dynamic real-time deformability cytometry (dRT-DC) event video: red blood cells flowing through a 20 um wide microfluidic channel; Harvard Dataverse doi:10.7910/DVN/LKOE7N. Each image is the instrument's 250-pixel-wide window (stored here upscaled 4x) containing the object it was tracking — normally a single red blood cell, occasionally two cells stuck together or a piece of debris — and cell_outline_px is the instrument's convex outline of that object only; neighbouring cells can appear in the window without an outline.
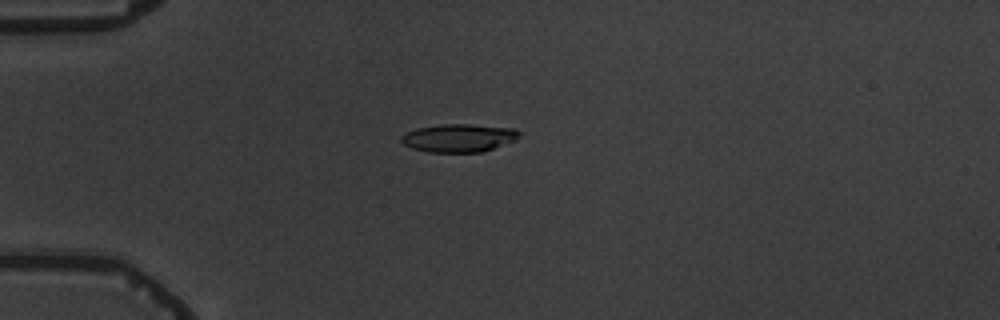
{"species": "common noctule bat (a hibernating species)", "species_latin": "Nyctalus noctula", "temperature_condition": "warm", "stored_images_in_passage": 9, "camera_frame_rate_fps": 3000, "um_per_image_px": 0.085, "animal": {"sex": "male", "body_mass_g": 19.5, "forearm_length_mm": 54.6}, "frame": {"image": 1, "passage_image": 2, "time_ms": 1.333, "image_size_px": [1000, 320], "cell_outline_px": [[520, 132], [516, 140], [484, 152], [428, 152], [412, 148], [404, 144], [400, 140], [400, 136], [416, 128], [444, 124], [472, 124], [516, 128]], "centroid_in_image_um": [39.02, 11.72], "position_along_channel_um": 46.0, "area_um2": 19.42}}
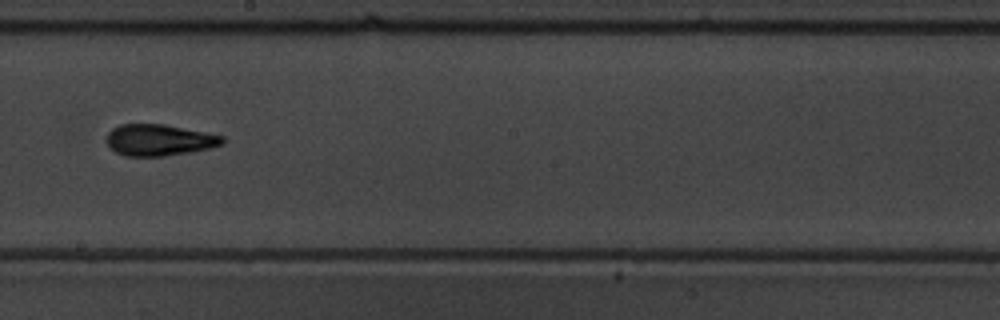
{"frame": {"image": 2, "passage_image": 7, "time_ms": 7.0, "image_size_px": [1000, 320], "cell_outline_px": [[224, 144], [192, 152], [164, 156], [124, 156], [116, 152], [108, 144], [108, 132], [112, 128], [120, 124], [164, 124], [224, 136]], "centroid_in_image_um": [13.54, 11.9], "position_along_channel_um": 234.7, "area_um2": 21.1}}
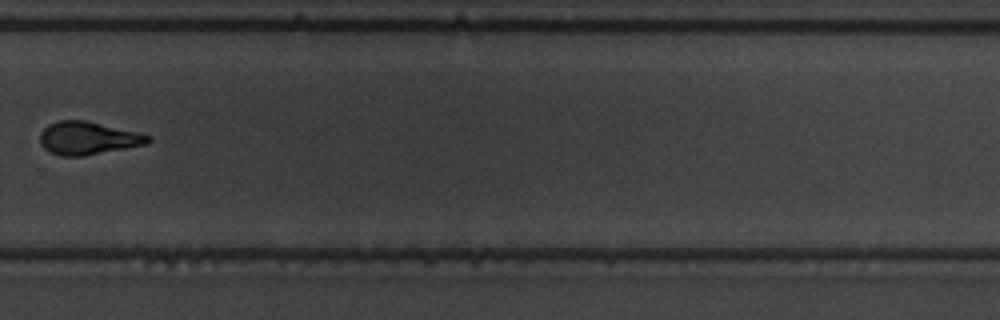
{"frame": {"image": 3, "passage_image": 9, "time_ms": 9.333, "image_size_px": [1000, 320], "cell_outline_px": [[152, 140], [148, 144], [80, 156], [64, 156], [52, 152], [44, 148], [40, 144], [40, 132], [48, 124], [60, 120], [84, 120], [136, 132], [152, 136]], "centroid_in_image_um": [7.47, 11.73], "position_along_channel_um": 322.3, "area_um2": 20.46}}